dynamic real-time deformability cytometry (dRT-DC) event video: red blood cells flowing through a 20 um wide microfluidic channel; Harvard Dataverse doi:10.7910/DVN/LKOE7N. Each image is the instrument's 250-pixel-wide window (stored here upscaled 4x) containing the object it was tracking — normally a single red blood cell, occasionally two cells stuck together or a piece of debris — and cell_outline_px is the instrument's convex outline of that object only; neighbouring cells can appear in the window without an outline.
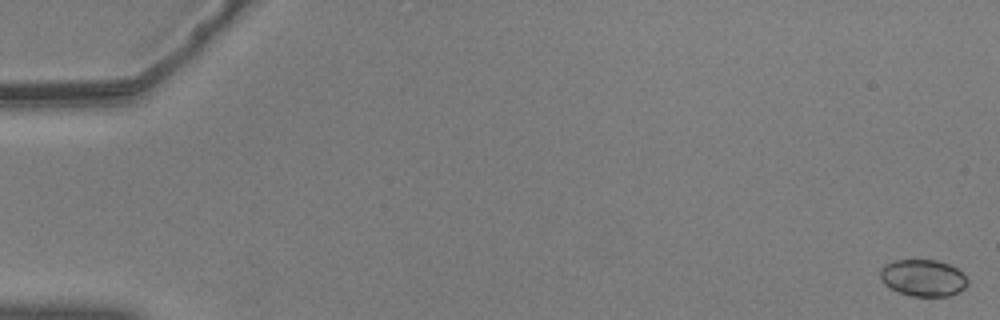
{"species": "common noctule bat (a hibernating species)", "species_latin": "Nyctalus noctula", "temperature_condition": "warm", "stored_images_in_passage": 14, "camera_frame_rate_fps": 3000, "um_per_image_px": 0.085, "animal": {"sex": "male", "body_mass_g": 20.5, "forearm_length_mm": 52.5}, "frame": {"image": 1, "passage_image": 1, "time_ms": 0.0, "image_size_px": [1000, 320], "cell_outline_px": [[968, 284], [960, 292], [948, 296], [912, 296], [900, 292], [884, 284], [880, 280], [880, 268], [884, 264], [892, 260], [936, 260], [948, 264], [956, 268], [968, 280]], "centroid_in_image_um": [78.44, 23.61], "position_along_channel_um": 6.6, "area_um2": 18.73}}